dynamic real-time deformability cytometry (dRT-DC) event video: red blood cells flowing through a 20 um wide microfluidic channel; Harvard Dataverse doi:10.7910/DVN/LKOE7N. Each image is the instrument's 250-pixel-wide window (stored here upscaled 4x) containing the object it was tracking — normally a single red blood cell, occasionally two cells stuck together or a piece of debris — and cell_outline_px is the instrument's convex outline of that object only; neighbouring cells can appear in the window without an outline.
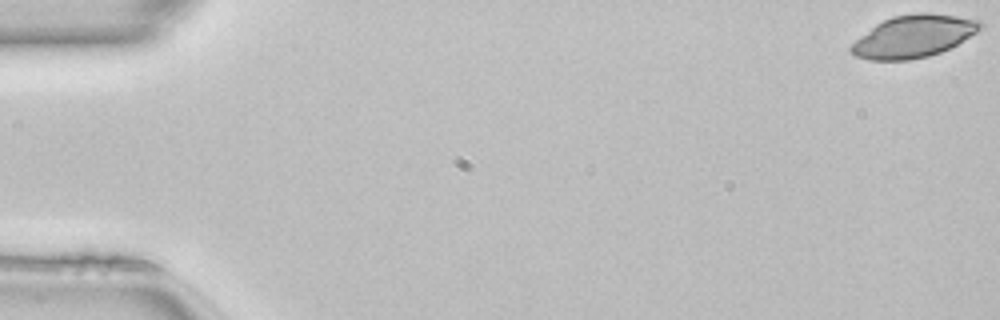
{"species": "common noctule bat (a hibernating species)", "species_latin": "Nyctalus noctula", "temperature_condition": "room temperature", "stored_images_in_passage": 50, "camera_frame_rate_fps": 3000, "um_per_image_px": 0.085, "animal": {"sex": "female", "body_mass_g": 22.7, "forearm_length_mm": 54.2}, "frame": {"image": 1, "passage_image": 1, "time_ms": 0.0, "image_size_px": [1000, 320], "cell_outline_px": [[984, 28], [956, 44], [940, 52], [928, 56], [908, 60], [868, 60], [856, 56], [848, 48], [856, 40], [876, 24], [892, 16], [916, 12], [928, 12], [956, 16], [980, 20], [984, 24]], "centroid_in_image_um": [77.67, 3.07], "position_along_channel_um": 7.3, "area_um2": 31.73}}
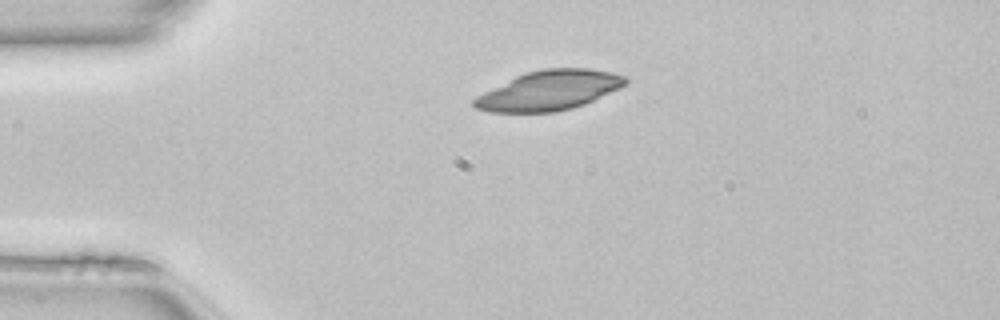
{"frame": {"image": 2, "passage_image": 12, "time_ms": 3.667, "image_size_px": [1000, 320], "cell_outline_px": [[628, 84], [620, 88], [584, 104], [572, 108], [556, 112], [488, 112], [476, 108], [472, 104], [472, 100], [476, 96], [516, 76], [528, 72], [544, 68], [588, 68], [612, 72], [624, 76], [628, 80]], "centroid_in_image_um": [46.69, 7.69], "position_along_channel_um": 38.3, "area_um2": 34.85}}